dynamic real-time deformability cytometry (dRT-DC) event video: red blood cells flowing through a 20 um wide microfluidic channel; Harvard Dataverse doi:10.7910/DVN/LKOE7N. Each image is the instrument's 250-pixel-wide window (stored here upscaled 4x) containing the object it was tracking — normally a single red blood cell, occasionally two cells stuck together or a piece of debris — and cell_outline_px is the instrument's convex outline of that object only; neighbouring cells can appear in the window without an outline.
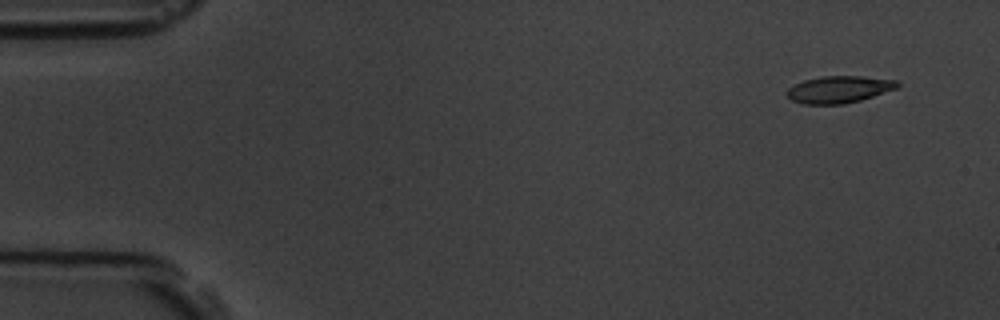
{"species": "common noctule bat (a hibernating species)", "species_latin": "Nyctalus noctula", "temperature_condition": "room temperature", "stored_images_in_passage": 6, "camera_frame_rate_fps": 3000, "um_per_image_px": 0.085, "animal": {"sex": "male", "body_mass_g": 19.5, "forearm_length_mm": 54.6}, "frame": {"image": 1, "passage_image": 1, "time_ms": 0.0, "image_size_px": [1000, 320], "cell_outline_px": [[900, 84], [896, 88], [860, 100], [844, 104], [804, 104], [792, 100], [784, 92], [788, 88], [804, 80], [824, 76], [860, 76], [896, 80]], "centroid_in_image_um": [71.28, 7.6], "position_along_channel_um": 13.7, "area_um2": 17.17}}
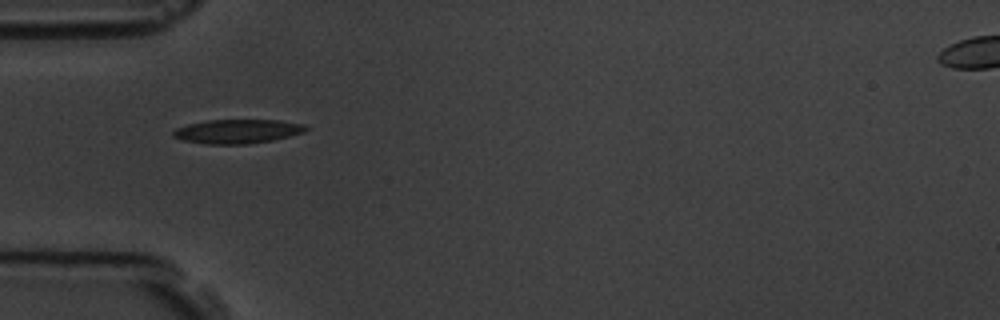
{"frame": {"image": 2, "passage_image": 5, "time_ms": 4.667, "image_size_px": [1000, 320], "cell_outline_px": [[308, 128], [304, 132], [272, 140], [248, 144], [208, 144], [184, 140], [172, 136], [172, 132], [176, 128], [188, 124], [208, 120], [280, 120], [304, 124]], "centroid_in_image_um": [20.18, 11.16], "position_along_channel_um": 64.8, "area_um2": 18.5}}